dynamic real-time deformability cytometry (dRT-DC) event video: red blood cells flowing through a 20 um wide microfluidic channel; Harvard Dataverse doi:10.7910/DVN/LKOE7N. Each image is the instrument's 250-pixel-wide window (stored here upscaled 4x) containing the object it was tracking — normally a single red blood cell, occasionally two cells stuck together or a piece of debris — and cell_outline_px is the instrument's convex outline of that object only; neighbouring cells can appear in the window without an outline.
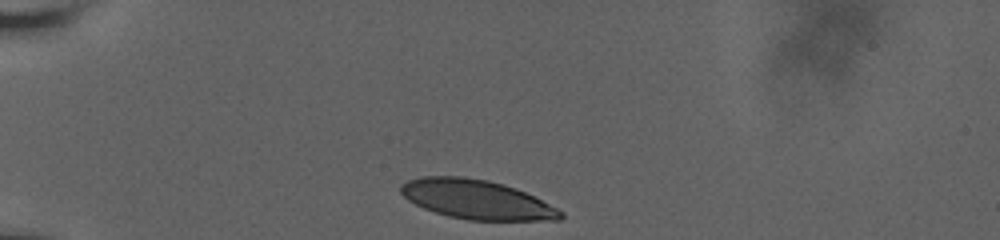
{"species": "human", "species_latin": "Homo sapiens", "temperature_condition": "room temperature", "stored_images_in_passage": 35, "camera_frame_rate_fps": 3000, "um_per_image_px": 0.085, "donor": {"sex": "male"}, "frame": {"image": 1, "passage_image": 1, "time_ms": 0.0, "image_size_px": [1000, 240], "cell_outline_px": [[564, 216], [560, 220], [468, 220], [448, 216], [424, 208], [408, 200], [400, 192], [400, 184], [408, 180], [424, 176], [464, 176], [488, 180], [504, 184], [516, 188], [564, 212]], "centroid_in_image_um": [40.49, 16.95], "position_along_channel_um": 44.5, "area_um2": 36.36}}
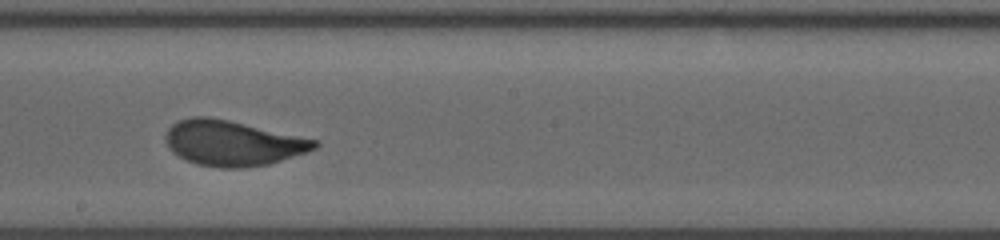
{"frame": {"image": 2, "passage_image": 20, "time_ms": 6.333, "image_size_px": [1000, 240], "cell_outline_px": [[320, 144], [316, 148], [308, 152], [268, 164], [244, 168], [220, 168], [196, 164], [172, 152], [168, 148], [164, 136], [168, 128], [172, 124], [180, 120], [192, 116], [208, 116], [228, 120], [320, 140]], "centroid_in_image_um": [19.79, 12.16], "position_along_channel_um": 228.4, "area_um2": 39.48}}
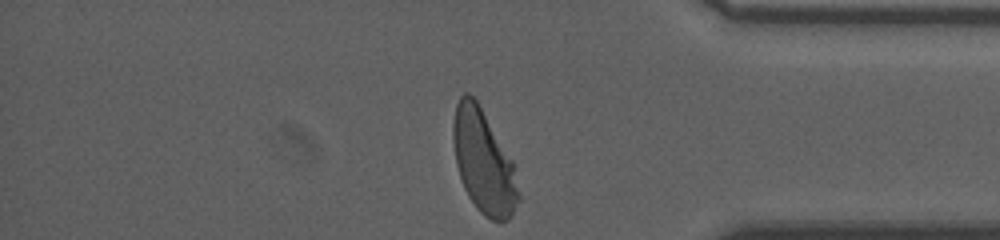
{"frame": {"image": 3, "passage_image": 35, "time_ms": 11.333, "image_size_px": [1000, 240], "cell_outline_px": [[520, 200], [508, 220], [500, 224], [484, 216], [476, 208], [468, 196], [464, 188], [456, 164], [452, 140], [452, 124], [456, 104], [460, 96], [464, 92], [468, 92], [476, 100], [512, 160], [520, 196]], "centroid_in_image_um": [41.09, 13.78], "position_along_channel_um": 394.1, "area_um2": 39.3}, "authors_computed_cell_mechanics": {"area_um2": 39.015, "velocity_mm_per_s": 3.6052, "shape_relaxation_time_tau1_ms": 3.5402, "shape_relaxation_time_tau2_ms": null, "deformation_change_tau1": 0.1714, "deformation_change_tau2": null}}